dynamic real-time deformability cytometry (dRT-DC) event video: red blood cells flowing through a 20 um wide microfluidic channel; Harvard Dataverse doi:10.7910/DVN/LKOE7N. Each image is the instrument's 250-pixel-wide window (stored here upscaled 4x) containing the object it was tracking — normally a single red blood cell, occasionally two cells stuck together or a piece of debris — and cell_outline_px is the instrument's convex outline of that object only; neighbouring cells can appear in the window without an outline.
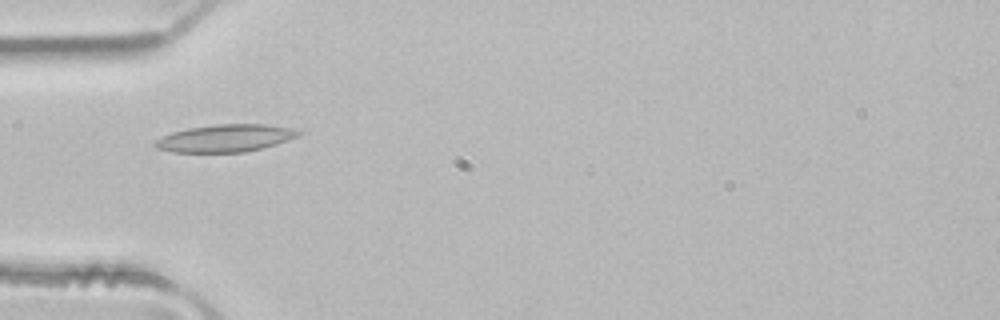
{"species": "common noctule bat (a hibernating species)", "species_latin": "Nyctalus noctula", "temperature_condition": "room temperature", "stored_images_in_passage": 2, "camera_frame_rate_fps": 3000, "um_per_image_px": 0.085, "animal": {"sex": "male", "body_mass_g": 21.5, "forearm_length_mm": 52.0}, "frame": {"image": 1, "passage_image": 2, "time_ms": 0.333, "image_size_px": [1000, 320], "cell_outline_px": [[304, 132], [300, 136], [276, 144], [244, 152], [172, 152], [156, 148], [152, 144], [156, 140], [172, 132], [188, 128], [216, 124], [268, 124], [296, 128]], "centroid_in_image_um": [19.21, 11.73], "position_along_channel_um": 65.8, "area_um2": 23.06}}